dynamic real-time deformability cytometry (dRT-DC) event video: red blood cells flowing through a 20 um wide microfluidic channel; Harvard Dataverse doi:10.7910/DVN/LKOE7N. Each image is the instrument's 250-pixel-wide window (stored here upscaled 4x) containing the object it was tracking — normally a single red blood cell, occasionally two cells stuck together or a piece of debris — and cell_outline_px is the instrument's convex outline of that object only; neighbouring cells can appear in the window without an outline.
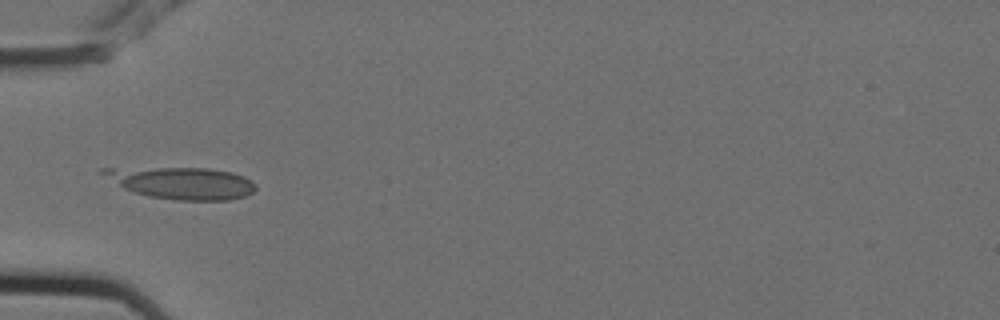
{"species": "Egyptian fruit bat (a non-hibernating species)", "species_latin": "Rousettus aegyptiacus", "temperature_condition": "cold", "stored_images_in_passage": 9, "camera_frame_rate_fps": 3000, "um_per_image_px": 0.085, "animal": {"sex": "female"}, "frame": {"image": 1, "passage_image": 4, "time_ms": 1.0, "image_size_px": [1000, 320], "cell_outline_px": [[256, 188], [252, 192], [244, 196], [228, 200], [176, 200], [148, 196], [124, 188], [96, 172], [100, 168], [208, 168], [232, 172], [244, 176], [256, 184]], "centroid_in_image_um": [15.43, 15.54], "position_along_channel_um": 69.6, "area_um2": 28.32}}
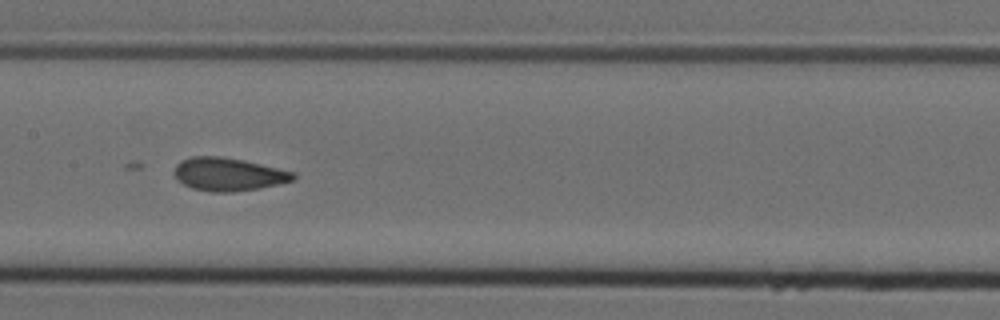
{"frame": {"image": 2, "passage_image": 7, "time_ms": 2.0, "image_size_px": [1000, 320], "cell_outline_px": [[296, 176], [292, 180], [280, 184], [260, 188], [232, 192], [208, 192], [192, 188], [176, 180], [172, 172], [176, 164], [180, 160], [192, 156], [220, 156], [244, 160], [296, 172]], "centroid_in_image_um": [19.38, 14.81], "position_along_channel_um": 188.0, "area_um2": 23.29}}
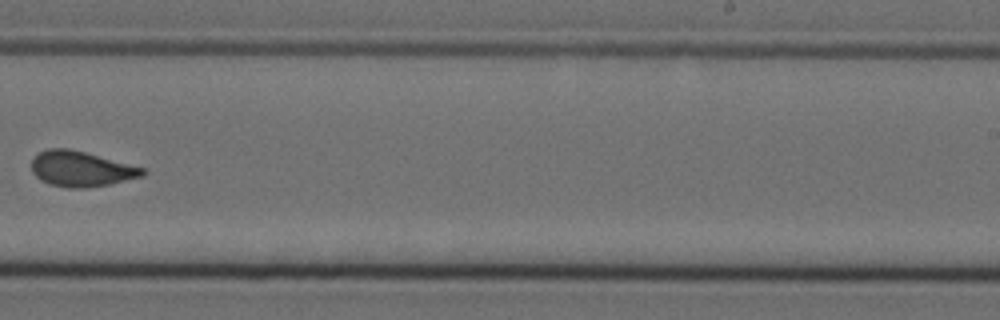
{"frame": {"image": 3, "passage_image": 9, "time_ms": 2.667, "image_size_px": [1000, 320], "cell_outline_px": [[148, 172], [144, 176], [108, 184], [88, 188], [68, 188], [52, 184], [40, 180], [32, 172], [32, 160], [40, 152], [48, 148], [68, 148], [84, 152], [144, 168]], "centroid_in_image_um": [6.9, 14.36], "position_along_channel_um": 282.1, "area_um2": 22.66}}